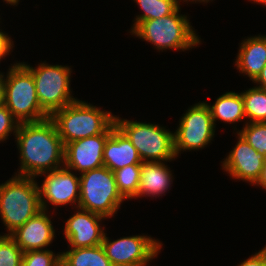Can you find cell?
Here are the masks:
<instances>
[{
	"label": "cell",
	"instance_id": "1",
	"mask_svg": "<svg viewBox=\"0 0 266 266\" xmlns=\"http://www.w3.org/2000/svg\"><path fill=\"white\" fill-rule=\"evenodd\" d=\"M15 139L21 161L17 176L36 178L64 166L65 146L50 118L20 123Z\"/></svg>",
	"mask_w": 266,
	"mask_h": 266
},
{
	"label": "cell",
	"instance_id": "2",
	"mask_svg": "<svg viewBox=\"0 0 266 266\" xmlns=\"http://www.w3.org/2000/svg\"><path fill=\"white\" fill-rule=\"evenodd\" d=\"M64 146L72 141L103 134L114 122L110 111L77 99L49 117Z\"/></svg>",
	"mask_w": 266,
	"mask_h": 266
},
{
	"label": "cell",
	"instance_id": "3",
	"mask_svg": "<svg viewBox=\"0 0 266 266\" xmlns=\"http://www.w3.org/2000/svg\"><path fill=\"white\" fill-rule=\"evenodd\" d=\"M180 7L168 16L140 22L130 33L150 42L159 51H185L197 47L201 43L200 37L193 30L188 16L179 13Z\"/></svg>",
	"mask_w": 266,
	"mask_h": 266
},
{
	"label": "cell",
	"instance_id": "4",
	"mask_svg": "<svg viewBox=\"0 0 266 266\" xmlns=\"http://www.w3.org/2000/svg\"><path fill=\"white\" fill-rule=\"evenodd\" d=\"M35 177L14 174L0 184V217L10 235L42 210L38 183Z\"/></svg>",
	"mask_w": 266,
	"mask_h": 266
},
{
	"label": "cell",
	"instance_id": "5",
	"mask_svg": "<svg viewBox=\"0 0 266 266\" xmlns=\"http://www.w3.org/2000/svg\"><path fill=\"white\" fill-rule=\"evenodd\" d=\"M5 75L4 105L19 123L39 122L49 118L37 98L31 71L21 62L14 63Z\"/></svg>",
	"mask_w": 266,
	"mask_h": 266
},
{
	"label": "cell",
	"instance_id": "6",
	"mask_svg": "<svg viewBox=\"0 0 266 266\" xmlns=\"http://www.w3.org/2000/svg\"><path fill=\"white\" fill-rule=\"evenodd\" d=\"M115 124L129 138L142 162H170L177 158L172 131L159 124L121 119L116 115Z\"/></svg>",
	"mask_w": 266,
	"mask_h": 266
},
{
	"label": "cell",
	"instance_id": "7",
	"mask_svg": "<svg viewBox=\"0 0 266 266\" xmlns=\"http://www.w3.org/2000/svg\"><path fill=\"white\" fill-rule=\"evenodd\" d=\"M80 175L78 208L113 217L125 201L117 189L114 172L102 166Z\"/></svg>",
	"mask_w": 266,
	"mask_h": 266
},
{
	"label": "cell",
	"instance_id": "8",
	"mask_svg": "<svg viewBox=\"0 0 266 266\" xmlns=\"http://www.w3.org/2000/svg\"><path fill=\"white\" fill-rule=\"evenodd\" d=\"M31 71L37 98L42 110L50 117L54 112L77 100L72 96L70 79L72 69L68 66L51 65L45 62L32 67L23 62Z\"/></svg>",
	"mask_w": 266,
	"mask_h": 266
},
{
	"label": "cell",
	"instance_id": "9",
	"mask_svg": "<svg viewBox=\"0 0 266 266\" xmlns=\"http://www.w3.org/2000/svg\"><path fill=\"white\" fill-rule=\"evenodd\" d=\"M190 107L179 119V125L174 132L176 157L181 151L203 149L213 141L215 135L216 128L206 101Z\"/></svg>",
	"mask_w": 266,
	"mask_h": 266
},
{
	"label": "cell",
	"instance_id": "10",
	"mask_svg": "<svg viewBox=\"0 0 266 266\" xmlns=\"http://www.w3.org/2000/svg\"><path fill=\"white\" fill-rule=\"evenodd\" d=\"M101 245L113 266H141L157 257L163 244L144 234L110 241L105 233Z\"/></svg>",
	"mask_w": 266,
	"mask_h": 266
},
{
	"label": "cell",
	"instance_id": "11",
	"mask_svg": "<svg viewBox=\"0 0 266 266\" xmlns=\"http://www.w3.org/2000/svg\"><path fill=\"white\" fill-rule=\"evenodd\" d=\"M45 175L42 185L38 186L40 205L43 210L48 211L47 203L54 207L74 205V208L79 206L80 196V177L72 170L65 166L40 174ZM46 199V200H45ZM75 203L76 206H75ZM48 207V208H47Z\"/></svg>",
	"mask_w": 266,
	"mask_h": 266
},
{
	"label": "cell",
	"instance_id": "12",
	"mask_svg": "<svg viewBox=\"0 0 266 266\" xmlns=\"http://www.w3.org/2000/svg\"><path fill=\"white\" fill-rule=\"evenodd\" d=\"M115 122L103 133L69 142L64 149V166L79 174L104 166L103 150Z\"/></svg>",
	"mask_w": 266,
	"mask_h": 266
},
{
	"label": "cell",
	"instance_id": "13",
	"mask_svg": "<svg viewBox=\"0 0 266 266\" xmlns=\"http://www.w3.org/2000/svg\"><path fill=\"white\" fill-rule=\"evenodd\" d=\"M235 147L223 159L222 170L231 178L253 185L259 178L266 156L258 153L239 133Z\"/></svg>",
	"mask_w": 266,
	"mask_h": 266
},
{
	"label": "cell",
	"instance_id": "14",
	"mask_svg": "<svg viewBox=\"0 0 266 266\" xmlns=\"http://www.w3.org/2000/svg\"><path fill=\"white\" fill-rule=\"evenodd\" d=\"M65 221L64 236L68 248H82L101 245L105 230L101 221L107 219L100 214L80 208ZM70 246V247H69Z\"/></svg>",
	"mask_w": 266,
	"mask_h": 266
},
{
	"label": "cell",
	"instance_id": "15",
	"mask_svg": "<svg viewBox=\"0 0 266 266\" xmlns=\"http://www.w3.org/2000/svg\"><path fill=\"white\" fill-rule=\"evenodd\" d=\"M47 212L42 209L9 235L23 252L44 250L52 244L55 229Z\"/></svg>",
	"mask_w": 266,
	"mask_h": 266
},
{
	"label": "cell",
	"instance_id": "16",
	"mask_svg": "<svg viewBox=\"0 0 266 266\" xmlns=\"http://www.w3.org/2000/svg\"><path fill=\"white\" fill-rule=\"evenodd\" d=\"M136 148L129 138L116 126L103 150V164L112 172L132 164H141Z\"/></svg>",
	"mask_w": 266,
	"mask_h": 266
},
{
	"label": "cell",
	"instance_id": "17",
	"mask_svg": "<svg viewBox=\"0 0 266 266\" xmlns=\"http://www.w3.org/2000/svg\"><path fill=\"white\" fill-rule=\"evenodd\" d=\"M235 66L252 82L266 65V35H255L242 40Z\"/></svg>",
	"mask_w": 266,
	"mask_h": 266
},
{
	"label": "cell",
	"instance_id": "18",
	"mask_svg": "<svg viewBox=\"0 0 266 266\" xmlns=\"http://www.w3.org/2000/svg\"><path fill=\"white\" fill-rule=\"evenodd\" d=\"M172 170L165 162H142L140 185L137 198L159 197L170 190L172 184Z\"/></svg>",
	"mask_w": 266,
	"mask_h": 266
},
{
	"label": "cell",
	"instance_id": "19",
	"mask_svg": "<svg viewBox=\"0 0 266 266\" xmlns=\"http://www.w3.org/2000/svg\"><path fill=\"white\" fill-rule=\"evenodd\" d=\"M213 123L216 128V121L220 120L224 123L235 124L237 122L246 119L244 112V101L241 93H235L233 91L225 92L219 96L214 104L207 103Z\"/></svg>",
	"mask_w": 266,
	"mask_h": 266
},
{
	"label": "cell",
	"instance_id": "20",
	"mask_svg": "<svg viewBox=\"0 0 266 266\" xmlns=\"http://www.w3.org/2000/svg\"><path fill=\"white\" fill-rule=\"evenodd\" d=\"M61 266H113L102 245L61 252Z\"/></svg>",
	"mask_w": 266,
	"mask_h": 266
},
{
	"label": "cell",
	"instance_id": "21",
	"mask_svg": "<svg viewBox=\"0 0 266 266\" xmlns=\"http://www.w3.org/2000/svg\"><path fill=\"white\" fill-rule=\"evenodd\" d=\"M244 101L245 123L266 122V90L252 87L241 92Z\"/></svg>",
	"mask_w": 266,
	"mask_h": 266
},
{
	"label": "cell",
	"instance_id": "22",
	"mask_svg": "<svg viewBox=\"0 0 266 266\" xmlns=\"http://www.w3.org/2000/svg\"><path fill=\"white\" fill-rule=\"evenodd\" d=\"M137 3L142 14L136 15L130 32L142 21L162 18L172 14L179 6V0H133Z\"/></svg>",
	"mask_w": 266,
	"mask_h": 266
},
{
	"label": "cell",
	"instance_id": "23",
	"mask_svg": "<svg viewBox=\"0 0 266 266\" xmlns=\"http://www.w3.org/2000/svg\"><path fill=\"white\" fill-rule=\"evenodd\" d=\"M116 185L121 196L127 199L137 198L140 185L141 164H132L114 171Z\"/></svg>",
	"mask_w": 266,
	"mask_h": 266
},
{
	"label": "cell",
	"instance_id": "24",
	"mask_svg": "<svg viewBox=\"0 0 266 266\" xmlns=\"http://www.w3.org/2000/svg\"><path fill=\"white\" fill-rule=\"evenodd\" d=\"M239 133L258 153L266 156V122L244 123Z\"/></svg>",
	"mask_w": 266,
	"mask_h": 266
},
{
	"label": "cell",
	"instance_id": "25",
	"mask_svg": "<svg viewBox=\"0 0 266 266\" xmlns=\"http://www.w3.org/2000/svg\"><path fill=\"white\" fill-rule=\"evenodd\" d=\"M23 253L9 235L0 234V266H22Z\"/></svg>",
	"mask_w": 266,
	"mask_h": 266
},
{
	"label": "cell",
	"instance_id": "26",
	"mask_svg": "<svg viewBox=\"0 0 266 266\" xmlns=\"http://www.w3.org/2000/svg\"><path fill=\"white\" fill-rule=\"evenodd\" d=\"M58 253L49 249L24 252L22 266H61V252Z\"/></svg>",
	"mask_w": 266,
	"mask_h": 266
},
{
	"label": "cell",
	"instance_id": "27",
	"mask_svg": "<svg viewBox=\"0 0 266 266\" xmlns=\"http://www.w3.org/2000/svg\"><path fill=\"white\" fill-rule=\"evenodd\" d=\"M19 122L13 117L10 110L5 106H0V143L8 139L12 132L17 133Z\"/></svg>",
	"mask_w": 266,
	"mask_h": 266
},
{
	"label": "cell",
	"instance_id": "28",
	"mask_svg": "<svg viewBox=\"0 0 266 266\" xmlns=\"http://www.w3.org/2000/svg\"><path fill=\"white\" fill-rule=\"evenodd\" d=\"M237 266H266V245L259 252L245 259Z\"/></svg>",
	"mask_w": 266,
	"mask_h": 266
},
{
	"label": "cell",
	"instance_id": "29",
	"mask_svg": "<svg viewBox=\"0 0 266 266\" xmlns=\"http://www.w3.org/2000/svg\"><path fill=\"white\" fill-rule=\"evenodd\" d=\"M3 32L4 31L0 29V61L2 58L4 59L6 55L8 56L14 47L11 37H9L8 33Z\"/></svg>",
	"mask_w": 266,
	"mask_h": 266
},
{
	"label": "cell",
	"instance_id": "30",
	"mask_svg": "<svg viewBox=\"0 0 266 266\" xmlns=\"http://www.w3.org/2000/svg\"><path fill=\"white\" fill-rule=\"evenodd\" d=\"M255 84L257 83V87L263 88L266 90V65L262 69L261 73L257 76V78L253 81ZM259 85V86H258Z\"/></svg>",
	"mask_w": 266,
	"mask_h": 266
},
{
	"label": "cell",
	"instance_id": "31",
	"mask_svg": "<svg viewBox=\"0 0 266 266\" xmlns=\"http://www.w3.org/2000/svg\"><path fill=\"white\" fill-rule=\"evenodd\" d=\"M253 185L260 186L264 190H266V161L263 164V168L261 170L258 180Z\"/></svg>",
	"mask_w": 266,
	"mask_h": 266
},
{
	"label": "cell",
	"instance_id": "32",
	"mask_svg": "<svg viewBox=\"0 0 266 266\" xmlns=\"http://www.w3.org/2000/svg\"><path fill=\"white\" fill-rule=\"evenodd\" d=\"M5 101V75L0 72V106L4 105Z\"/></svg>",
	"mask_w": 266,
	"mask_h": 266
},
{
	"label": "cell",
	"instance_id": "33",
	"mask_svg": "<svg viewBox=\"0 0 266 266\" xmlns=\"http://www.w3.org/2000/svg\"><path fill=\"white\" fill-rule=\"evenodd\" d=\"M179 1L182 2V0H179ZM189 1H190L191 3H192V2H195V3H196V2H197V3H198V2H200V3L202 2V3L204 4V3H208V2L213 1V0H183V3H184V2H189Z\"/></svg>",
	"mask_w": 266,
	"mask_h": 266
},
{
	"label": "cell",
	"instance_id": "34",
	"mask_svg": "<svg viewBox=\"0 0 266 266\" xmlns=\"http://www.w3.org/2000/svg\"><path fill=\"white\" fill-rule=\"evenodd\" d=\"M20 0H4V2H6L7 4H10V5H16L18 4Z\"/></svg>",
	"mask_w": 266,
	"mask_h": 266
},
{
	"label": "cell",
	"instance_id": "35",
	"mask_svg": "<svg viewBox=\"0 0 266 266\" xmlns=\"http://www.w3.org/2000/svg\"><path fill=\"white\" fill-rule=\"evenodd\" d=\"M250 1H253L254 3L262 4V5L266 6V0H250Z\"/></svg>",
	"mask_w": 266,
	"mask_h": 266
}]
</instances>
